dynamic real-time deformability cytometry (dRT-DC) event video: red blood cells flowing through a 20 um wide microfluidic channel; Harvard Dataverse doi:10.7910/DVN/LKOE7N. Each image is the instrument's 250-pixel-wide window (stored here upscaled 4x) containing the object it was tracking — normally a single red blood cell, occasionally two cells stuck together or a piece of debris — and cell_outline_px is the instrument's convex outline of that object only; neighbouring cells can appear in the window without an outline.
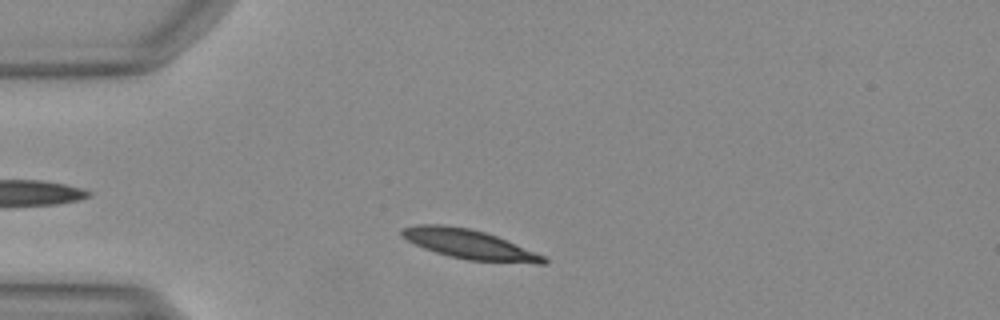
{"species": "Egyptian fruit bat (a non-hibernating species)", "species_latin": "Rousettus aegyptiacus", "temperature_condition": "warm", "stored_images_in_passage": 42, "camera_frame_rate_fps": 3000, "um_per_image_px": 0.085, "animal": {"sex": "female"}, "frame": {"image": 1, "passage_image": 5, "time_ms": 1.333, "image_size_px": [1000, 320], "cell_outline_px": [[548, 264], [536, 264], [468, 260], [436, 252], [424, 248], [400, 236], [400, 232], [404, 228], [416, 224], [440, 224], [468, 228], [484, 232], [496, 236], [544, 256], [548, 260]], "centroid_in_image_um": [39.89, 20.77], "position_along_channel_um": 45.1, "area_um2": 23.99}}
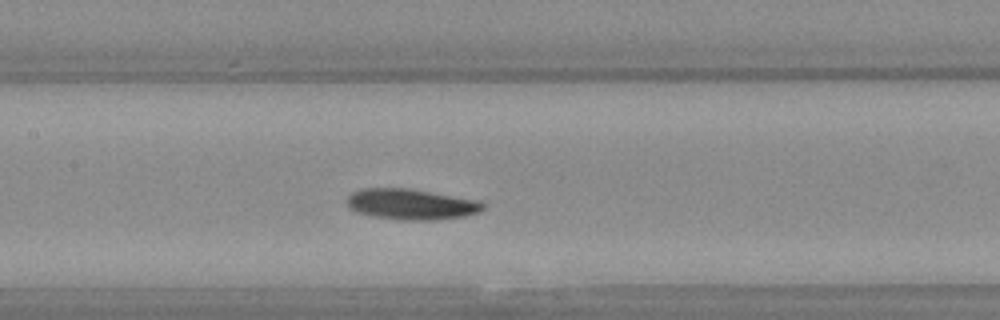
{"frame": {"image": 2, "passage_image": 16, "time_ms": 5.0, "image_size_px": [1000, 320], "cell_outline_px": [[484, 208], [480, 212], [464, 216], [436, 220], [404, 220], [372, 216], [356, 212], [348, 208], [344, 200], [352, 192], [360, 188], [408, 188], [480, 200], [484, 204]], "centroid_in_image_um": [34.91, 17.36], "position_along_channel_um": 172.5, "area_um2": 24.68}}
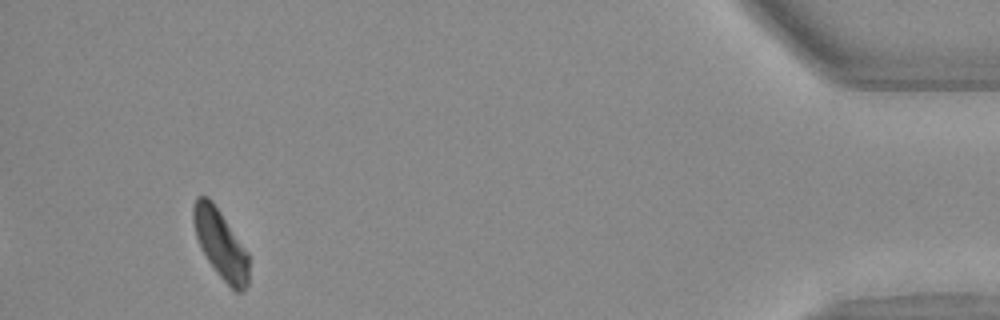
{"frame": {"image": 3, "passage_image": 39, "time_ms": 12.667, "image_size_px": [1000, 320], "cell_outline_px": [[248, 284], [244, 292], [236, 292], [216, 272], [208, 260], [196, 236], [192, 220], [192, 208], [196, 196], [208, 196], [212, 200], [248, 252]], "centroid_in_image_um": [18.74, 20.72], "position_along_channel_um": 416.5, "area_um2": 22.08}}